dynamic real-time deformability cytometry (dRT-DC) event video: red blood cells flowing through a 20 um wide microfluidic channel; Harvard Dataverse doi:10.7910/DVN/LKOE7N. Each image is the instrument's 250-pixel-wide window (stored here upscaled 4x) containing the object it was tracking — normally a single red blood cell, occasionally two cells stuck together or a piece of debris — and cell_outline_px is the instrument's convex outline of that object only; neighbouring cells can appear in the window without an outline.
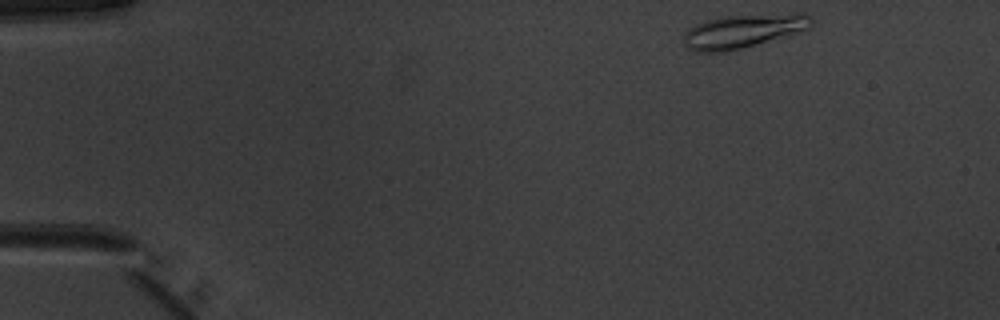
{"species": "common noctule bat (a hibernating species)", "species_latin": "Nyctalus noctula", "temperature_condition": "warm", "stored_images_in_passage": 46, "camera_frame_rate_fps": 3000, "um_per_image_px": 0.085, "animal": {"sex": "male", "body_mass_g": 20.1, "forearm_length_mm": 53.5}, "frame": {"image": 1, "passage_image": 1, "time_ms": 0.0, "image_size_px": [1000, 320], "cell_outline_px": [[812, 24], [808, 28], [728, 52], [696, 52], [688, 48], [684, 44], [684, 36], [688, 28], [696, 24], [708, 20], [724, 16], [800, 12], [804, 12], [812, 16]], "centroid_in_image_um": [63.15, 2.62], "position_along_channel_um": 21.8, "area_um2": 24.85}}
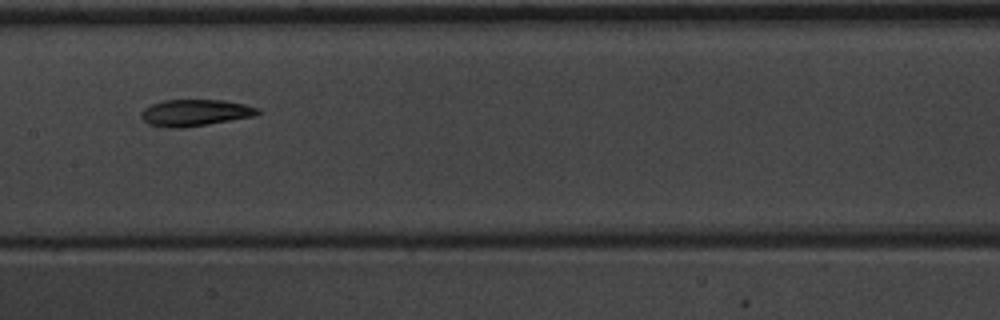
{"frame": {"image": 2, "passage_image": 21, "time_ms": 6.667, "image_size_px": [1000, 320], "cell_outline_px": [[260, 112], [256, 116], [208, 124], [180, 128], [168, 128], [148, 124], [140, 116], [140, 112], [144, 108], [152, 104], [164, 100], [224, 100], [244, 104], [260, 108]], "centroid_in_image_um": [16.59, 9.58], "position_along_channel_um": 190.8, "area_um2": 18.15}}
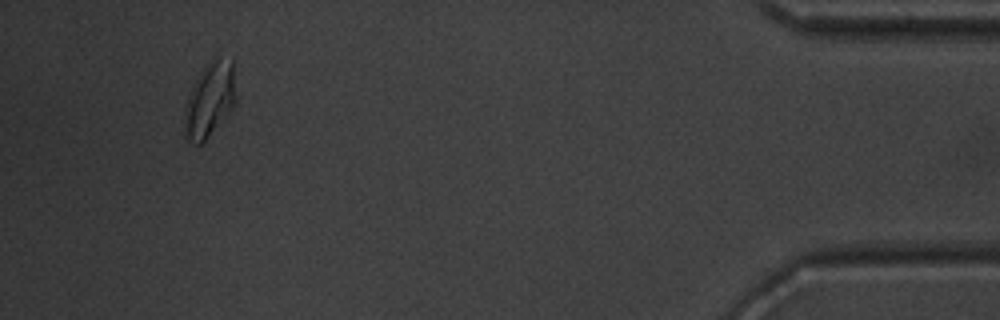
{"frame": {"image": 3, "passage_image": 43, "time_ms": 14.0, "image_size_px": [1000, 320], "cell_outline_px": [[236, 100], [232, 108], [208, 136], [200, 144], [196, 144], [184, 136], [184, 108], [188, 96], [200, 72], [212, 56], [232, 56]], "centroid_in_image_um": [17.83, 8.39], "position_along_channel_um": 417.4, "area_um2": 22.43}, "authors_computed_cell_mechanics": {"area_um2": 18.7272, "velocity_mm_per_s": 3.9566, "shape_relaxation_time_tau1_ms": 5.9242, "shape_relaxation_time_tau2_ms": 4.5222, "deformation_change_tau1": 0.1685, "deformation_change_tau2": 0.1012}}